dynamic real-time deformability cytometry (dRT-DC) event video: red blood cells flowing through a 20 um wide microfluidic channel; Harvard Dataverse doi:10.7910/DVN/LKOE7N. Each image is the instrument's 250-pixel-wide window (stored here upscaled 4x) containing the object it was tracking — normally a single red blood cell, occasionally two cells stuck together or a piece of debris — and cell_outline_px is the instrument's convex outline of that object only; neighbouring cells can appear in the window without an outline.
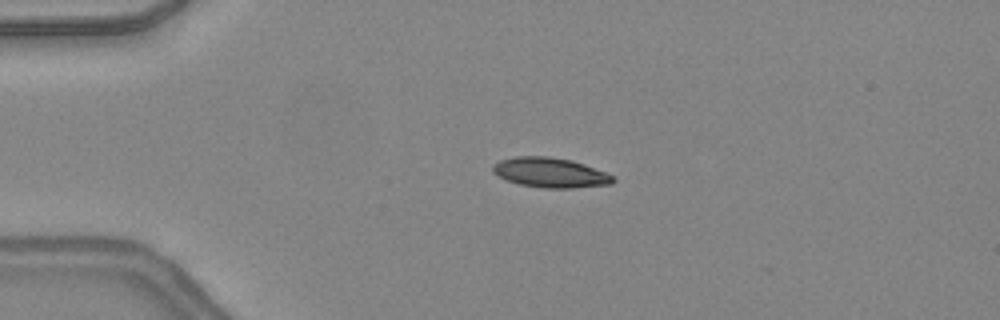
{"species": "common noctule bat (a hibernating species)", "species_latin": "Nyctalus noctula", "temperature_condition": "warm", "stored_images_in_passage": 40, "camera_frame_rate_fps": 3000, "um_per_image_px": 0.085, "animal": {"sex": "female", "body_mass_g": 24.6, "forearm_length_mm": 56.2}, "frame": {"image": 1, "passage_image": 3, "time_ms": 0.667, "image_size_px": [1000, 320], "cell_outline_px": [[616, 180], [612, 184], [572, 188], [544, 188], [520, 184], [508, 180], [492, 172], [492, 164], [500, 160], [516, 156], [548, 156], [572, 160], [584, 164], [604, 172], [612, 176]], "centroid_in_image_um": [46.76, 14.66], "position_along_channel_um": 38.2, "area_um2": 20.81}}
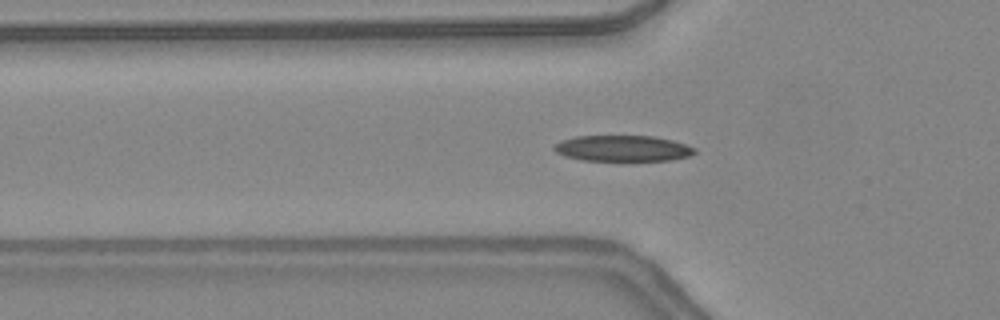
{"frame": {"image": 2, "passage_image": 8, "time_ms": 2.333, "image_size_px": [1000, 320], "cell_outline_px": [[696, 152], [688, 156], [672, 160], [580, 160], [564, 156], [556, 152], [552, 148], [552, 144], [560, 140], [576, 136], [652, 136], [672, 140], [696, 148]], "centroid_in_image_um": [52.87, 12.6], "position_along_channel_um": 72.9, "area_um2": 21.27}}
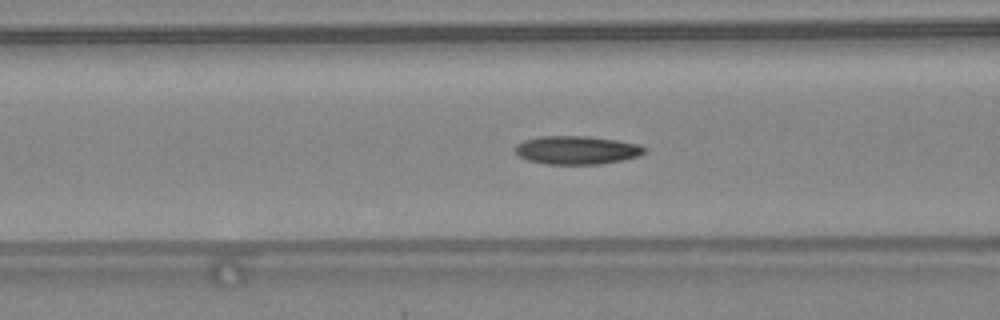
{"frame": {"image": 3, "passage_image": 11, "time_ms": 3.333, "image_size_px": [1000, 320], "cell_outline_px": [[648, 148], [644, 152], [636, 156], [620, 160], [600, 164], [544, 164], [528, 160], [520, 156], [512, 148], [516, 144], [524, 140], [540, 136], [588, 136], [616, 140], [640, 144]], "centroid_in_image_um": [48.99, 12.75], "position_along_channel_um": 117.6, "area_um2": 21.39}, "authors_computed_cell_mechanics": {"area_um2": 20.7502, "velocity_mm_per_s": 4.3835, "shape_relaxation_time_tau1_ms": 7.2256, "shape_relaxation_time_tau2_ms": 3.6857, "deformation_change_tau1": 0.2263, "deformation_change_tau2": 0.1186}}